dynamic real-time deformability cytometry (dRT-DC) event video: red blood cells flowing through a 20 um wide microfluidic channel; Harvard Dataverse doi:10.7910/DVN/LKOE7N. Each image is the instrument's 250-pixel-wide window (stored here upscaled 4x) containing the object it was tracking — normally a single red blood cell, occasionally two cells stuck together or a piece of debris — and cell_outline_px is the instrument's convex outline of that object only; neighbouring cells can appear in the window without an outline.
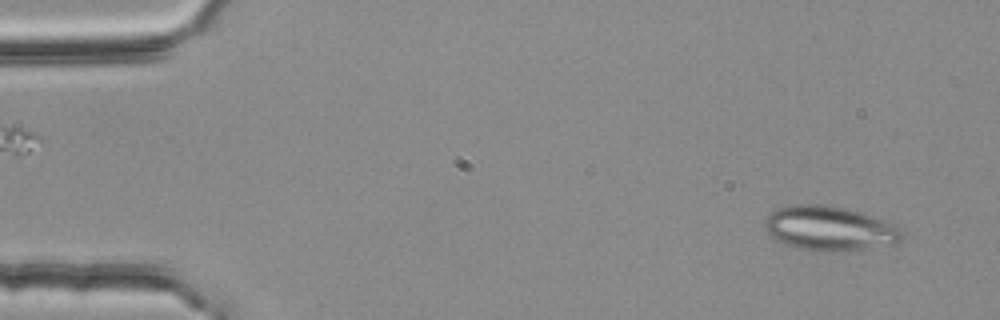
{"species": "common noctule bat (a hibernating species)", "species_latin": "Nyctalus noctula", "temperature_condition": "room temperature", "stored_images_in_passage": 50, "segment_of_instrument_passage": [1, 2], "camera_frame_rate_fps": 3000, "um_per_image_px": 0.085, "animal": {"sex": "female", "body_mass_g": 25.1}, "frame": {"image": 1, "passage_image": 1, "time_ms": 0.0, "image_size_px": [1000, 320], "cell_outline_px": [[904, 236], [900, 240], [892, 244], [844, 252], [820, 252], [800, 248], [784, 244], [768, 236], [764, 228], [764, 220], [776, 208], [796, 204], [820, 204], [844, 208], [892, 224], [900, 228], [904, 232]], "centroid_in_image_um": [70.44, 19.44], "position_along_channel_um": 14.6, "area_um2": 35.55}}